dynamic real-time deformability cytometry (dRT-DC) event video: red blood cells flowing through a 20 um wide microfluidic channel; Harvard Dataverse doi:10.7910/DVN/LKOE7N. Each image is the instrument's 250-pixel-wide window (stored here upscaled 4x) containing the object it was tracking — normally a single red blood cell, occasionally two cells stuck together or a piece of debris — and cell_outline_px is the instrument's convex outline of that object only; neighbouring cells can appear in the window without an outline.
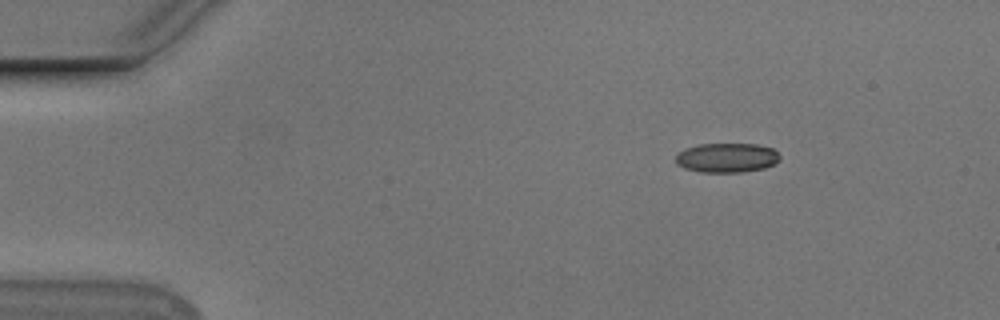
{"species": "Egyptian fruit bat (a non-hibernating species)", "species_latin": "Rousettus aegyptiacus", "temperature_condition": "cold", "stored_images_in_passage": 48, "camera_frame_rate_fps": 3000, "um_per_image_px": 0.085, "animal": {"sex": "male"}, "frame": {"image": 1, "passage_image": 1, "time_ms": 0.0, "image_size_px": [1000, 320], "cell_outline_px": [[780, 160], [764, 168], [740, 172], [700, 172], [684, 168], [676, 164], [676, 152], [684, 148], [700, 144], [756, 144], [772, 148], [780, 156]], "centroid_in_image_um": [61.73, 13.4], "position_along_channel_um": 23.3, "area_um2": 17.92}}
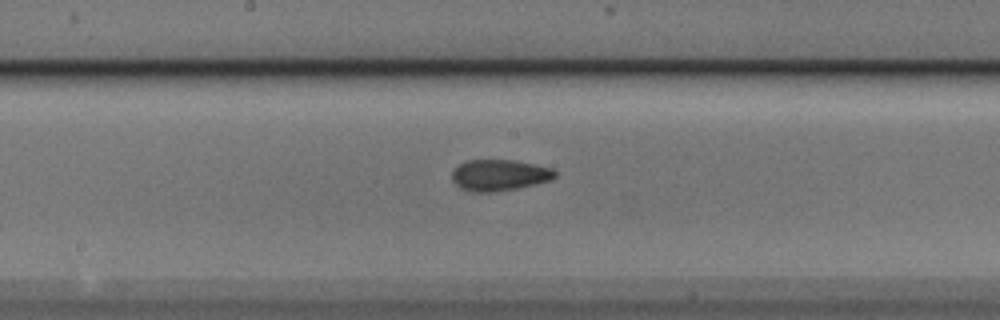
{"frame": {"image": 2, "passage_image": 22, "time_ms": 7.0, "image_size_px": [1000, 320], "cell_outline_px": [[556, 176], [552, 180], [536, 184], [496, 192], [468, 192], [460, 188], [452, 180], [452, 172], [460, 164], [468, 160], [516, 160], [536, 164], [552, 168], [556, 172]], "centroid_in_image_um": [42.46, 14.89], "position_along_channel_um": 205.7, "area_um2": 18.9}}
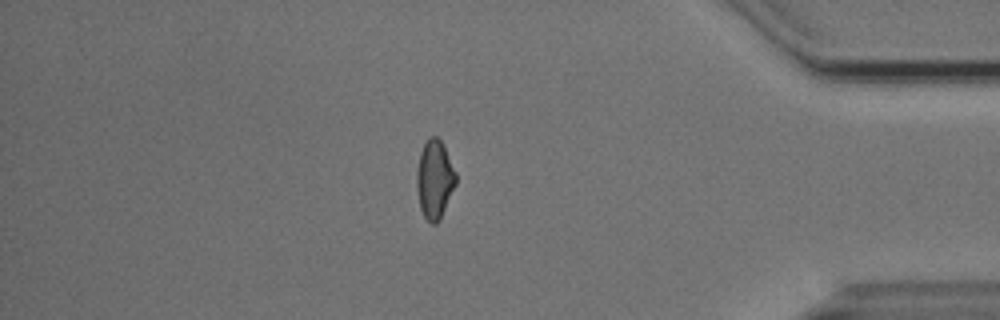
{"frame": {"image": 3, "passage_image": 40, "time_ms": 13.0, "image_size_px": [1000, 320], "cell_outline_px": [[456, 184], [440, 220], [436, 224], [432, 224], [424, 216], [420, 208], [416, 188], [416, 176], [420, 152], [428, 136], [436, 136], [440, 140], [456, 172]], "centroid_in_image_um": [36.93, 15.26], "position_along_channel_um": 398.3, "area_um2": 17.86}, "authors_computed_cell_mechanics": {"area_um2": 18.2359, "velocity_mm_per_s": 3.7703, "shape_relaxation_time_tau1_ms": 8.378, "shape_relaxation_time_tau2_ms": 2.0097, "deformation_change_tau1": 0.1561, "deformation_change_tau2": 0.0725}}